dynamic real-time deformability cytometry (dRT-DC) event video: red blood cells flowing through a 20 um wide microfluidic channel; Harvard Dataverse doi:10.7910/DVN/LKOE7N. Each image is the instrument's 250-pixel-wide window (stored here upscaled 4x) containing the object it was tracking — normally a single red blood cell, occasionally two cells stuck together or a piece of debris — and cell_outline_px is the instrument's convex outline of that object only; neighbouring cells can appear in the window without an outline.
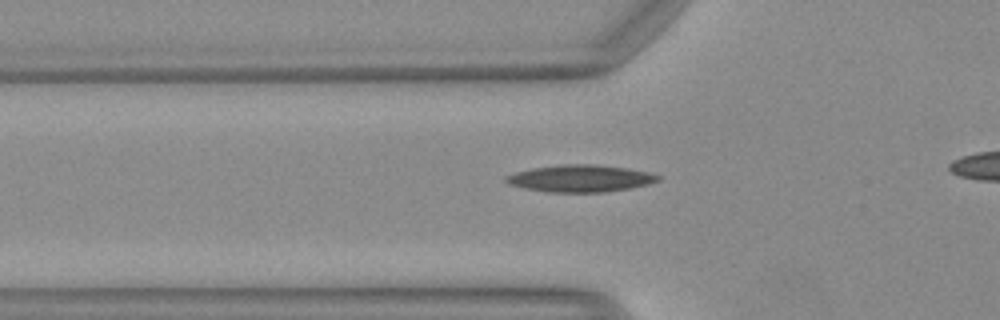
{"species": "Egyptian fruit bat (a non-hibernating species)", "species_latin": "Rousettus aegyptiacus", "temperature_condition": "warm", "stored_images_in_passage": 30, "camera_frame_rate_fps": 3000, "um_per_image_px": 0.085, "animal": {"sex": "female"}, "frame": {"image": 1, "passage_image": 4, "time_ms": 1.0, "image_size_px": [1000, 320], "cell_outline_px": [[660, 180], [648, 184], [628, 188], [604, 192], [548, 192], [524, 188], [508, 184], [504, 180], [504, 176], [516, 172], [532, 168], [560, 164], [588, 164], [624, 168], [648, 172], [660, 176]], "centroid_in_image_um": [49.27, 15.17], "position_along_channel_um": 76.5, "area_um2": 23.76}}
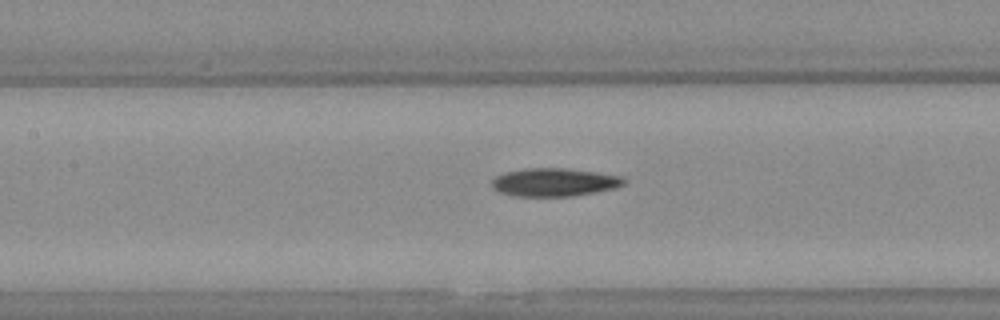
{"frame": {"image": 2, "passage_image": 10, "time_ms": 3.0, "image_size_px": [1000, 320], "cell_outline_px": [[624, 184], [612, 188], [572, 196], [516, 196], [500, 192], [492, 188], [492, 180], [496, 176], [504, 172], [524, 168], [568, 168], [624, 176]], "centroid_in_image_um": [47.08, 15.47], "position_along_channel_um": 160.3, "area_um2": 21.56}}
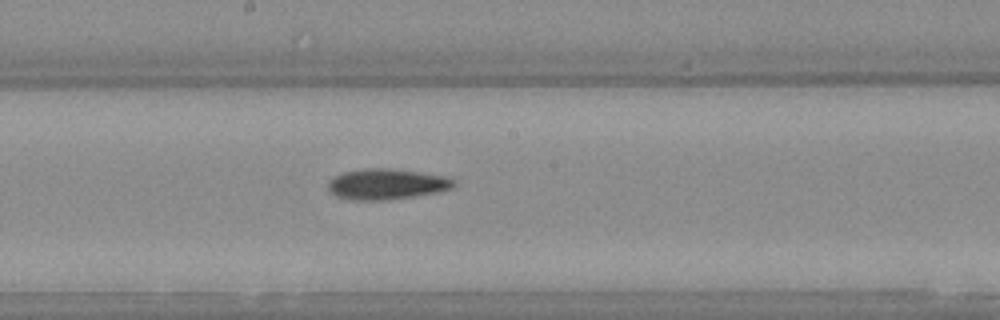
{"frame": {"image": 3, "passage_image": 14, "time_ms": 4.333, "image_size_px": [1000, 320], "cell_outline_px": [[456, 184], [452, 188], [436, 192], [412, 196], [384, 200], [352, 200], [336, 196], [328, 188], [328, 180], [344, 172], [364, 168], [388, 168], [444, 176], [456, 180]], "centroid_in_image_um": [32.84, 15.65], "position_along_channel_um": 215.4, "area_um2": 22.2}}